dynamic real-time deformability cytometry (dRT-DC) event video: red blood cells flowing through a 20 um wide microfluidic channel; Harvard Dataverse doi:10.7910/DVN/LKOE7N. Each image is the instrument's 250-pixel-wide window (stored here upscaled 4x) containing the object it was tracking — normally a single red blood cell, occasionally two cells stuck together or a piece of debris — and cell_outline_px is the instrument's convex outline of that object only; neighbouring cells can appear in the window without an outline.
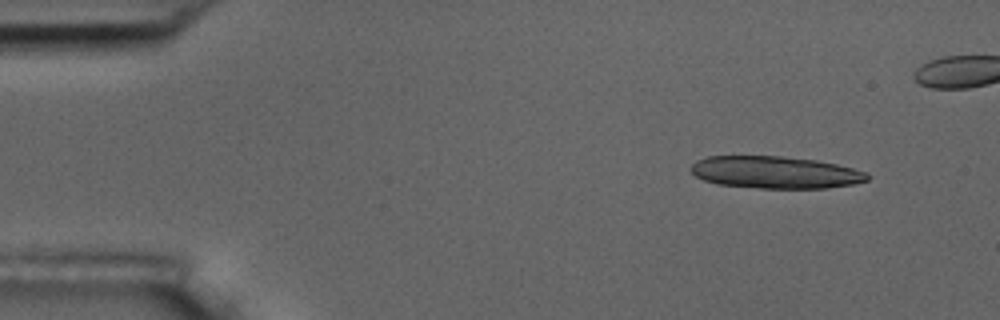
{"species": "common noctule bat (a hibernating species)", "species_latin": "Nyctalus noctula", "temperature_condition": "room temperature", "stored_images_in_passage": 4, "camera_frame_rate_fps": 3000, "um_per_image_px": 0.085, "animal": {"sex": "male", "body_mass_g": 17.5, "forearm_length_mm": 52.3}, "frame": {"image": 1, "passage_image": 1, "time_ms": 0.0, "image_size_px": [1000, 320], "cell_outline_px": [[872, 176], [868, 180], [852, 184], [828, 188], [760, 188], [716, 184], [704, 180], [696, 176], [688, 168], [696, 160], [708, 156], [780, 156], [816, 160], [836, 164], [868, 172]], "centroid_in_image_um": [65.9, 14.65], "position_along_channel_um": 19.1, "area_um2": 33.23}}